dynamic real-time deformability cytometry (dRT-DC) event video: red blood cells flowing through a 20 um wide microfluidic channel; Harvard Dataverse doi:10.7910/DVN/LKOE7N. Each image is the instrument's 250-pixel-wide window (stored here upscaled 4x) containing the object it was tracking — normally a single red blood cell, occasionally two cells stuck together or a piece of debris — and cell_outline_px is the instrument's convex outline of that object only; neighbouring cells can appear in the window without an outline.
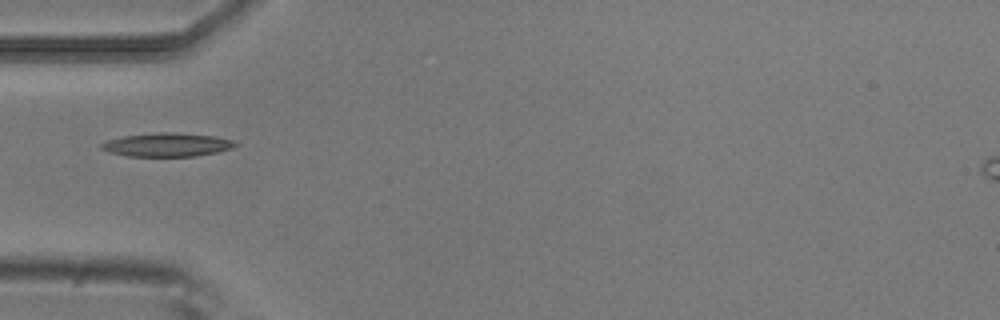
{"species": "common noctule bat (a hibernating species)", "species_latin": "Nyctalus noctula", "temperature_condition": "room temperature", "stored_images_in_passage": 7, "camera_frame_rate_fps": 3000, "um_per_image_px": 0.085, "animal": {"sex": "male", "body_mass_g": 20.5, "forearm_length_mm": 52.5}, "frame": {"image": 1, "passage_image": 4, "time_ms": 1.0, "image_size_px": [1000, 320], "cell_outline_px": [[240, 144], [232, 148], [216, 152], [196, 156], [128, 156], [108, 152], [100, 148], [100, 144], [108, 140], [124, 136], [156, 132], [172, 132], [216, 136], [236, 140]], "centroid_in_image_um": [14.24, 12.3], "position_along_channel_um": 70.8, "area_um2": 18.55}}
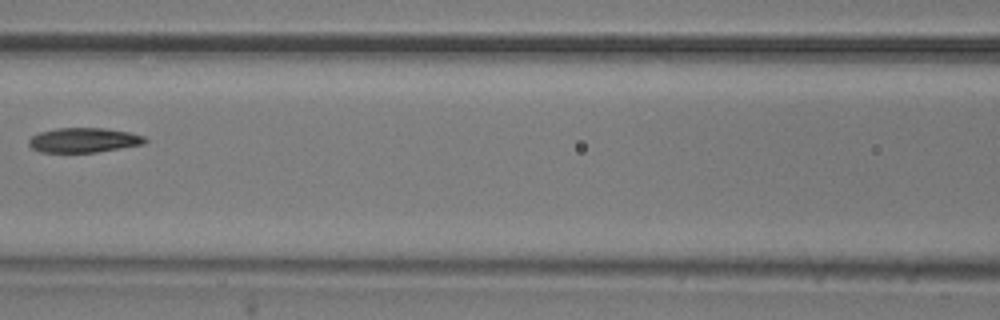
{"frame": {"image": 2, "passage_image": 6, "time_ms": 1.667, "image_size_px": [1000, 320], "cell_outline_px": [[148, 140], [144, 144], [96, 152], [40, 152], [32, 148], [28, 144], [28, 140], [32, 136], [40, 132], [56, 128], [104, 128], [128, 132], [144, 136]], "centroid_in_image_um": [7.11, 11.91], "position_along_channel_um": 159.5, "area_um2": 16.65}}
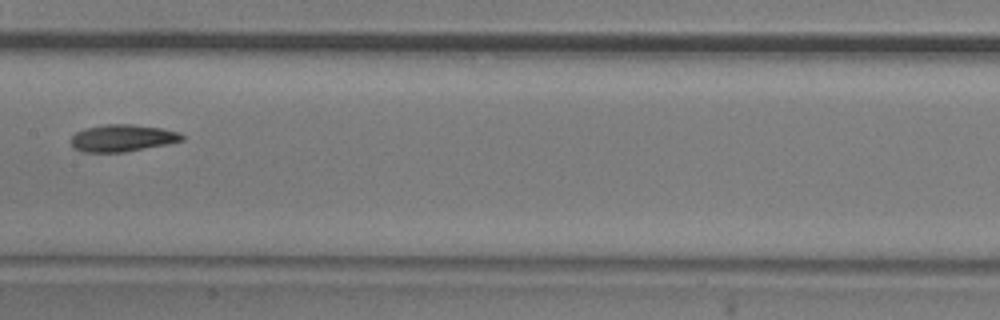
{"frame": {"image": 3, "passage_image": 7, "time_ms": 2.0, "image_size_px": [1000, 320], "cell_outline_px": [[184, 140], [168, 144], [124, 152], [84, 152], [72, 148], [72, 136], [76, 132], [84, 128], [104, 124], [132, 124], [164, 128], [180, 132], [184, 136]], "centroid_in_image_um": [10.43, 11.73], "position_along_channel_um": 197.0, "area_um2": 17.69}}